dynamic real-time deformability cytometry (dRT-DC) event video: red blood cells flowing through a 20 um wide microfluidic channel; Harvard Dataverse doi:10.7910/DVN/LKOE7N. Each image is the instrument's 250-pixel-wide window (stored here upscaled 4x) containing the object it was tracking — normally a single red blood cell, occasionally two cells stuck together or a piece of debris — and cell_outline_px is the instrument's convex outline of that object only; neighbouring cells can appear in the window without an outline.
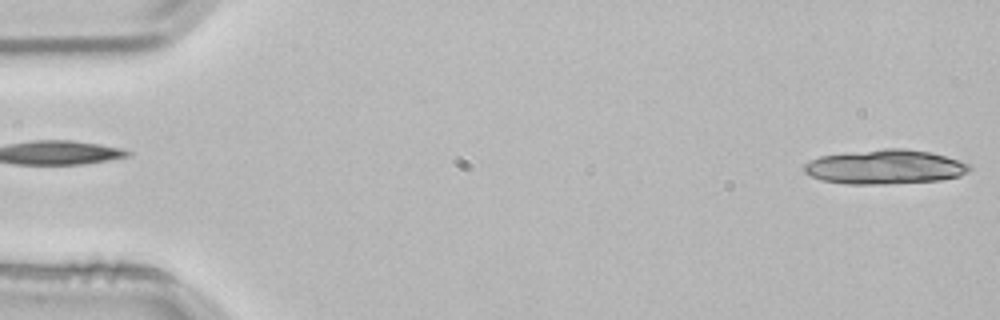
{"species": "common noctule bat (a hibernating species)", "species_latin": "Nyctalus noctula", "temperature_condition": "room temperature", "stored_images_in_passage": 3, "segment_of_instrument_passage": [2, 2], "camera_frame_rate_fps": 3000, "um_per_image_px": 0.085, "animal": {"sex": "male", "body_mass_g": 21.5, "forearm_length_mm": 52.0}, "frame": {"image": 1, "passage_image": 3, "time_ms": 0.667, "image_size_px": [1000, 320], "cell_outline_px": [[972, 168], [968, 172], [960, 176], [940, 180], [888, 184], [848, 184], [820, 180], [804, 172], [804, 164], [820, 156], [848, 152], [884, 148], [904, 148], [932, 152], [968, 164]], "centroid_in_image_um": [75.22, 14.19], "position_along_channel_um": 9.8, "area_um2": 33.12}}